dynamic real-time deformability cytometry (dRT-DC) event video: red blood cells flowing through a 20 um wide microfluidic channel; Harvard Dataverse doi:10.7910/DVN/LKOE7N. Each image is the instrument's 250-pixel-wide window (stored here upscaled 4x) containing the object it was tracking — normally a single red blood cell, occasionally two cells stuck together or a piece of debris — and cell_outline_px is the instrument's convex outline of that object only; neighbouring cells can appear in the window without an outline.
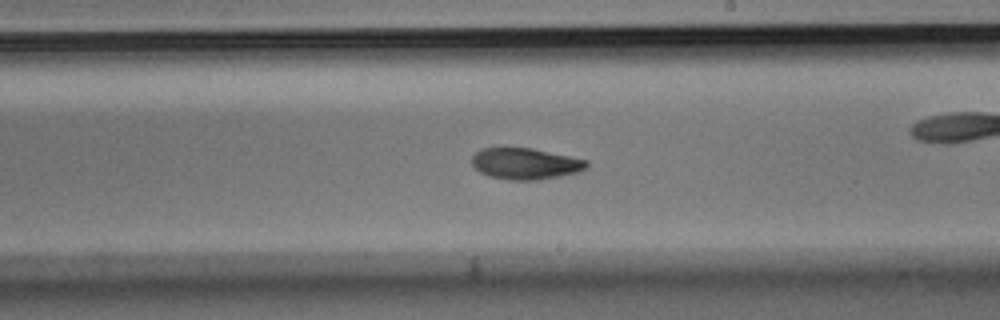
{"species": "Egyptian fruit bat (a non-hibernating species)", "species_latin": "Rousettus aegyptiacus", "temperature_condition": "room temperature", "stored_images_in_passage": 43, "camera_frame_rate_fps": 3000, "um_per_image_px": 0.085, "animal": {"sex": "male"}, "frame": {"image": 1, "passage_image": 25, "time_ms": 8.0, "image_size_px": [1000, 320], "cell_outline_px": [[588, 168], [580, 172], [540, 180], [512, 180], [488, 176], [480, 172], [472, 164], [472, 156], [480, 148], [532, 148], [588, 160]], "centroid_in_image_um": [44.68, 13.92], "position_along_channel_um": 244.3, "area_um2": 21.04}, "authors_computed_cell_mechanics": {"area_um2": 20.8658, "velocity_mm_per_s": 3.7189, "shape_relaxation_time_tau1_ms": 4.9872, "shape_relaxation_time_tau2_ms": 3.6098, "deformation_change_tau1": 0.137, "deformation_change_tau2": 0.0914}}